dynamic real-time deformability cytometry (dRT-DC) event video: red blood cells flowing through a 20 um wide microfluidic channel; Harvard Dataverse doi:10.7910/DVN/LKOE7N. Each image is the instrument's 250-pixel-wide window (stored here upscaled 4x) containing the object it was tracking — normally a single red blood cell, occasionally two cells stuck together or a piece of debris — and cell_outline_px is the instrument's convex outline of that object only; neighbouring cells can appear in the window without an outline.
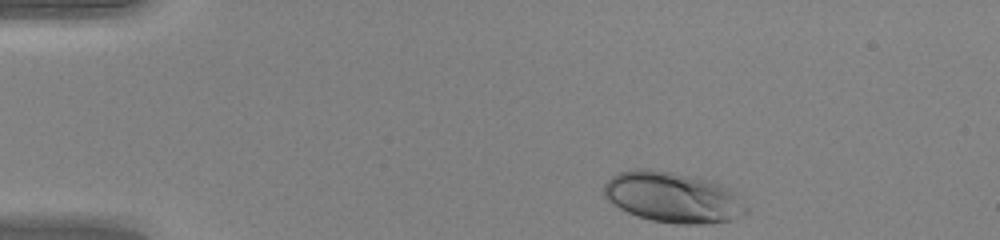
{"species": "human", "species_latin": "Homo sapiens", "temperature_condition": "warm", "stored_images_in_passage": 36, "camera_frame_rate_fps": 3000, "um_per_image_px": 0.085, "donor": {"sex": "female"}, "frame": {"image": 1, "passage_image": 1, "time_ms": 0.0, "image_size_px": [1000, 240], "cell_outline_px": [[748, 212], [732, 220], [704, 224], [676, 224], [652, 220], [636, 216], [620, 208], [608, 200], [604, 196], [604, 184], [612, 176], [620, 172], [636, 168], [648, 168], [672, 172], [708, 180], [720, 184], [736, 192], [748, 208]], "centroid_in_image_um": [57.21, 16.77], "position_along_channel_um": 27.8, "area_um2": 42.02}}
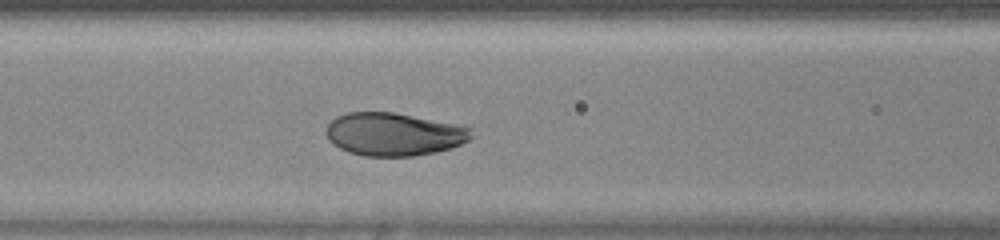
{"frame": {"image": 2, "passage_image": 14, "time_ms": 4.333, "image_size_px": [1000, 240], "cell_outline_px": [[472, 136], [468, 140], [452, 148], [436, 152], [412, 156], [364, 156], [348, 152], [340, 148], [328, 140], [328, 124], [336, 116], [348, 112], [392, 112], [456, 124], [472, 128]], "centroid_in_image_um": [33.48, 11.41], "position_along_channel_um": 133.1, "area_um2": 36.18}}
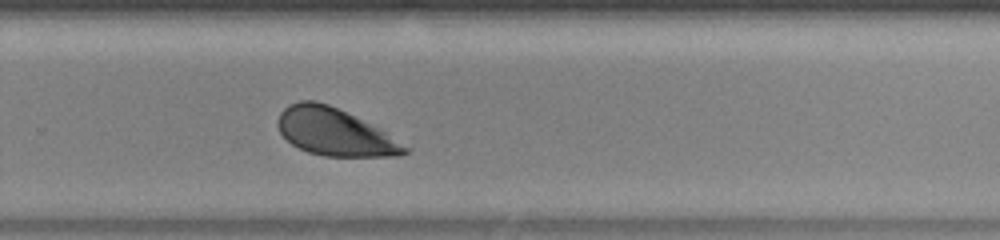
{"frame": {"image": 3, "passage_image": 26, "time_ms": 8.333, "image_size_px": [1000, 240], "cell_outline_px": [[412, 148], [408, 152], [400, 156], [324, 156], [308, 152], [292, 144], [280, 132], [276, 124], [276, 120], [280, 112], [288, 104], [300, 100], [316, 100], [328, 104], [388, 132]], "centroid_in_image_um": [28.47, 11.22], "position_along_channel_um": 301.3, "area_um2": 35.2}, "authors_computed_cell_mechanics": {"area_um2": 36.8186, "velocity_mm_per_s": 4.215, "shape_relaxation_time_tau1_ms": 1.9843, "shape_relaxation_time_tau2_ms": null, "deformation_change_tau1": 0.1337, "deformation_change_tau2": null}}